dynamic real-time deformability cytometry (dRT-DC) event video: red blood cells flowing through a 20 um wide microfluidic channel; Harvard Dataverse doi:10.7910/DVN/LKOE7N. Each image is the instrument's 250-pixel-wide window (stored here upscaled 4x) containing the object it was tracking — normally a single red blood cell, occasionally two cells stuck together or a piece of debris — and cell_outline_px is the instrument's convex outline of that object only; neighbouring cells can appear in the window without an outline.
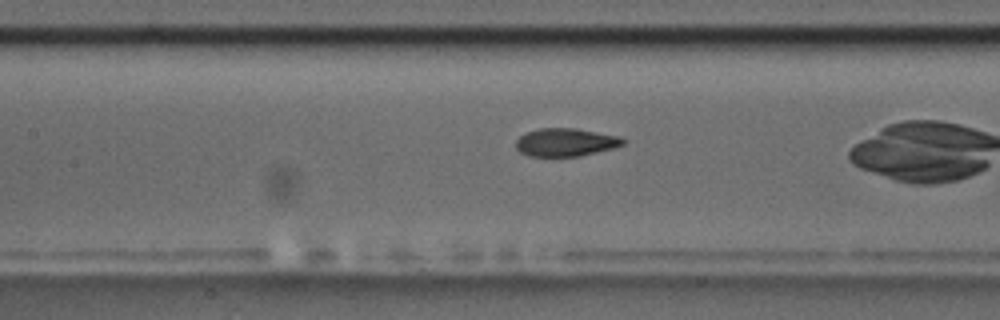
{"species": "common noctule bat (a hibernating species)", "species_latin": "Nyctalus noctula", "temperature_condition": "room temperature", "stored_images_in_passage": 42, "camera_frame_rate_fps": 3000, "um_per_image_px": 0.085, "animal": {"sex": "male", "body_mass_g": 17.5, "forearm_length_mm": 52.3}, "frame": {"image": 1, "passage_image": 24, "time_ms": 7.667, "image_size_px": [1000, 320], "cell_outline_px": [[624, 144], [612, 148], [580, 156], [528, 156], [520, 152], [516, 148], [516, 140], [524, 132], [536, 128], [576, 128], [620, 136], [624, 140]], "centroid_in_image_um": [48.04, 12.08], "position_along_channel_um": 159.4, "area_um2": 17.57}}